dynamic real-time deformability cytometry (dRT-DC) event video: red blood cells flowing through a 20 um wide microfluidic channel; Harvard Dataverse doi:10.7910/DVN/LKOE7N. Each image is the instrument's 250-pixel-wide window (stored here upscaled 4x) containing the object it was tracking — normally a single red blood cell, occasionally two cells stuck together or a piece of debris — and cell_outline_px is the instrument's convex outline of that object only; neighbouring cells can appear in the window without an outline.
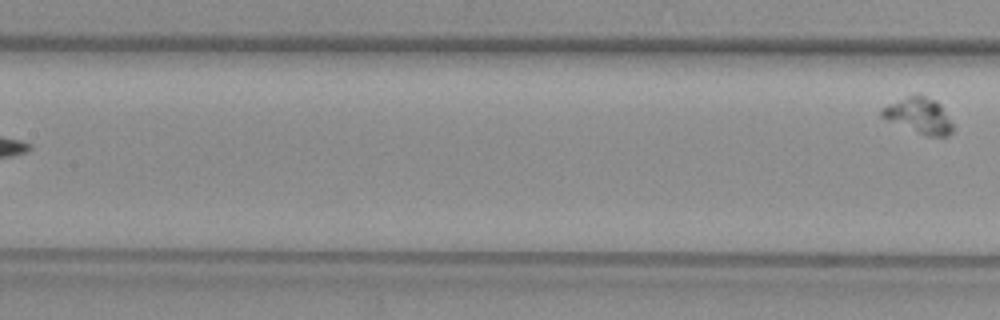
{"species": "common noctule bat (a hibernating species)", "species_latin": "Nyctalus noctula", "temperature_condition": "warm", "stored_images_in_passage": 9, "segment_of_instrument_passage": [2, 2], "camera_frame_rate_fps": 3000, "um_per_image_px": 0.085, "animal": {"sex": "female", "body_mass_g": 29.2, "forearm_length_mm": 56.3}, "frame": {"image": 1, "passage_image": 9, "time_ms": 11.0, "image_size_px": [1000, 320], "cell_outline_px": [[952, 132], [948, 136], [924, 136], [888, 120], [880, 116], [880, 108], [916, 92], [920, 92], [936, 100], [940, 104], [952, 124]], "centroid_in_image_um": [78.1, 9.8], "position_along_channel_um": 129.3, "area_um2": 14.97}}